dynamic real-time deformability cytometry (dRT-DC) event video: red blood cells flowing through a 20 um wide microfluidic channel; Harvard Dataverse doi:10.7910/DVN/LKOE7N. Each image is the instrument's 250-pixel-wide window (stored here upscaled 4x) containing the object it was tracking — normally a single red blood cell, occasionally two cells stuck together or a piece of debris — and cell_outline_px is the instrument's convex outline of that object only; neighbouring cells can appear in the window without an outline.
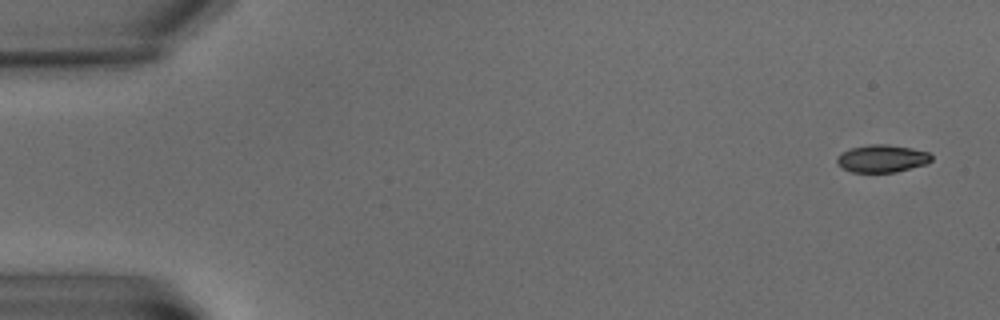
{"species": "common noctule bat (a hibernating species)", "species_latin": "Nyctalus noctula", "temperature_condition": "warm", "stored_images_in_passage": 8, "camera_frame_rate_fps": 3000, "um_per_image_px": 0.085, "animal": {"sex": "male", "body_mass_g": 15.6}, "frame": {"image": 1, "passage_image": 1, "time_ms": 0.0, "image_size_px": [1000, 320], "cell_outline_px": [[932, 160], [928, 164], [896, 172], [852, 172], [840, 168], [836, 160], [836, 156], [840, 152], [852, 148], [868, 144], [888, 144], [912, 148], [928, 152], [932, 156]], "centroid_in_image_um": [74.96, 13.48], "position_along_channel_um": 10.0, "area_um2": 15.43}}
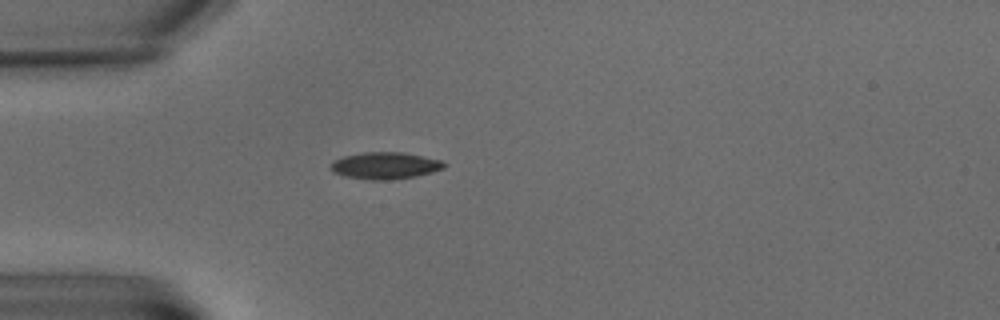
{"frame": {"image": 2, "passage_image": 6, "time_ms": 6.0, "image_size_px": [1000, 320], "cell_outline_px": [[448, 164], [444, 168], [432, 172], [416, 176], [388, 180], [372, 180], [344, 176], [332, 172], [332, 160], [344, 156], [364, 152], [404, 152], [444, 160]], "centroid_in_image_um": [32.78, 14.07], "position_along_channel_um": 52.2, "area_um2": 17.92}}